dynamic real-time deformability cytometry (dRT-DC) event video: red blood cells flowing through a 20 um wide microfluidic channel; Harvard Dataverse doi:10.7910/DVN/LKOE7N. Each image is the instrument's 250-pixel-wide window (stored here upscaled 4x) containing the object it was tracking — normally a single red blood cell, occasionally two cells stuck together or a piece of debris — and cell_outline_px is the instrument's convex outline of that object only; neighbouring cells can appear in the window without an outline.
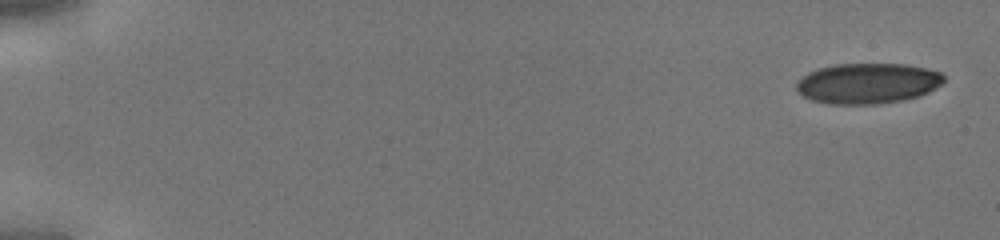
{"species": "human", "species_latin": "Homo sapiens", "temperature_condition": "cold", "stored_images_in_passage": 43, "camera_frame_rate_fps": 3000, "um_per_image_px": 0.085, "donor": {"sex": "male"}, "frame": {"image": 1, "passage_image": 1, "time_ms": 0.0, "image_size_px": [1000, 240], "cell_outline_px": [[944, 80], [936, 88], [920, 96], [904, 100], [876, 104], [828, 104], [812, 100], [804, 96], [796, 88], [796, 84], [808, 72], [816, 68], [836, 64], [904, 64], [928, 68], [940, 72], [944, 76]], "centroid_in_image_um": [73.77, 7.08], "position_along_channel_um": 11.2, "area_um2": 34.85}}
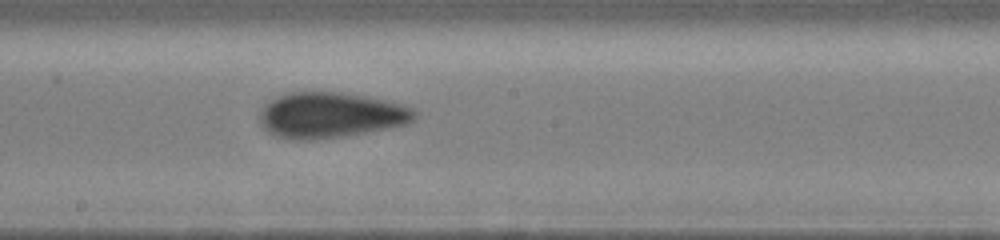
{"frame": {"image": 2, "passage_image": 25, "time_ms": 8.0, "image_size_px": [1000, 240], "cell_outline_px": [[416, 116], [408, 124], [392, 128], [340, 136], [312, 140], [292, 140], [272, 136], [260, 124], [260, 112], [264, 104], [276, 96], [288, 92], [340, 92], [364, 96], [384, 100], [400, 104], [412, 108], [416, 112]], "centroid_in_image_um": [28.05, 9.79], "position_along_channel_um": 220.2, "area_um2": 41.33}}
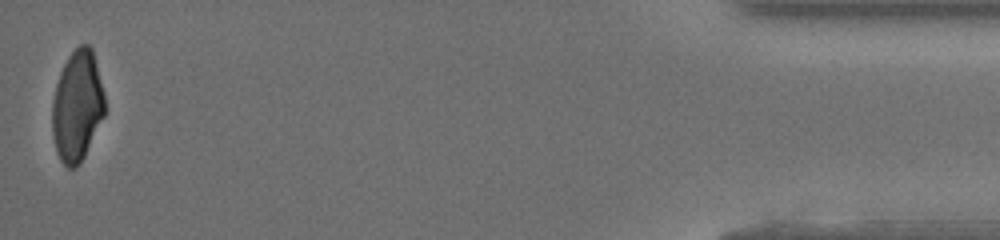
{"frame": {"image": 3, "passage_image": 43, "time_ms": 14.0, "image_size_px": [1000, 240], "cell_outline_px": [[104, 116], [80, 164], [76, 168], [68, 168], [60, 160], [56, 152], [52, 132], [52, 100], [56, 84], [60, 72], [68, 56], [80, 44], [88, 44], [92, 48], [104, 92]], "centroid_in_image_um": [6.55, 9.02], "position_along_channel_um": 428.7, "area_um2": 33.99}}